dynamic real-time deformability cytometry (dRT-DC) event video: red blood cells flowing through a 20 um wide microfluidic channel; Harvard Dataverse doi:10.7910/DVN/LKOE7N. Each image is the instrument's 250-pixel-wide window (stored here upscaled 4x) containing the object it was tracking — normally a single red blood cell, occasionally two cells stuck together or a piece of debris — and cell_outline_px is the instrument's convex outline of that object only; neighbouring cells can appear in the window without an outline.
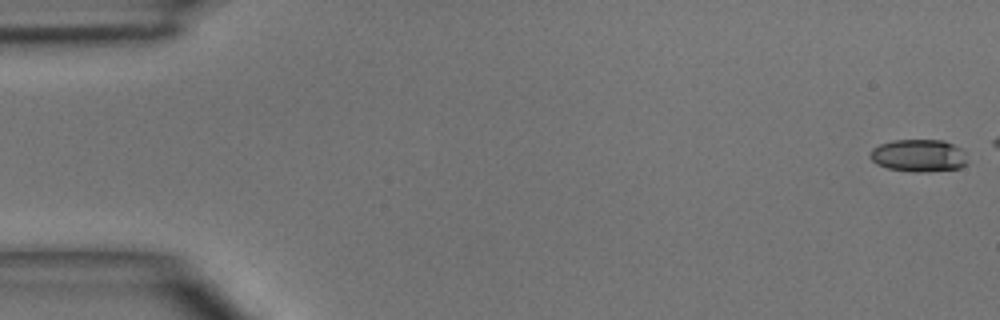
{"species": "common noctule bat (a hibernating species)", "species_latin": "Nyctalus noctula", "temperature_condition": "room temperature", "stored_images_in_passage": 6, "camera_frame_rate_fps": 3000, "um_per_image_px": 0.085, "animal": {"sex": "male", "body_mass_g": 15.6}, "frame": {"image": 1, "passage_image": 1, "time_ms": 0.0, "image_size_px": [1000, 320], "cell_outline_px": [[968, 164], [960, 168], [924, 172], [916, 172], [888, 168], [876, 164], [868, 156], [872, 148], [880, 144], [892, 140], [944, 140], [960, 148], [968, 160]], "centroid_in_image_um": [78.08, 13.22], "position_along_channel_um": 6.9, "area_um2": 18.5}}
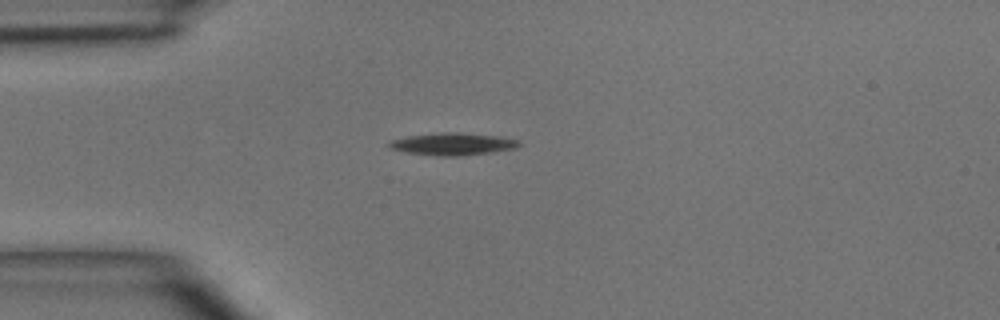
{"frame": {"image": 2, "passage_image": 6, "time_ms": 5.667, "image_size_px": [1000, 320], "cell_outline_px": [[520, 144], [516, 148], [492, 152], [456, 156], [440, 156], [408, 152], [392, 148], [388, 144], [392, 140], [408, 136], [444, 132], [460, 132], [500, 136], [520, 140]], "centroid_in_image_um": [38.56, 12.23], "position_along_channel_um": 46.4, "area_um2": 16.65}}